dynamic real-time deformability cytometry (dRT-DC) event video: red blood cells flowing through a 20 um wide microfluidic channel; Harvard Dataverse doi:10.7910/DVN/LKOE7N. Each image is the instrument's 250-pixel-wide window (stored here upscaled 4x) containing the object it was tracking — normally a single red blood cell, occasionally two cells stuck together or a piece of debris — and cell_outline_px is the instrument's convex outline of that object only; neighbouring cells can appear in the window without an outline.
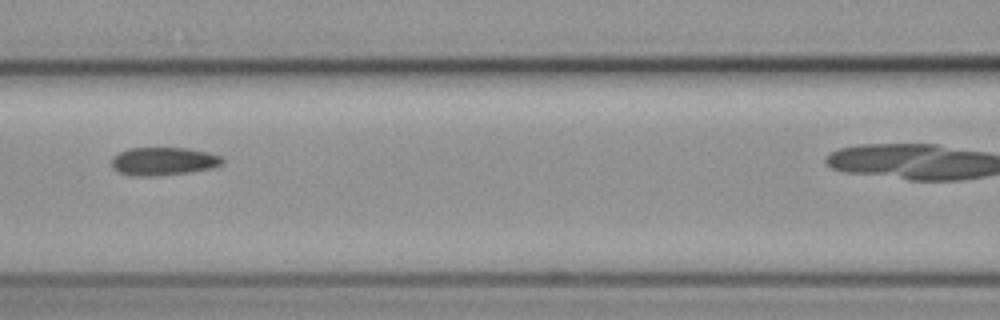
{"species": "common noctule bat (a hibernating species)", "species_latin": "Nyctalus noctula", "temperature_condition": "cold", "stored_images_in_passage": 6, "camera_frame_rate_fps": 3000, "um_per_image_px": 0.085, "animal": {"sex": "female", "body_mass_g": 19.3, "forearm_length_mm": 54.1}, "frame": {"image": 1, "passage_image": 3, "time_ms": 2.333, "image_size_px": [1000, 320], "cell_outline_px": [[224, 164], [212, 168], [188, 172], [152, 176], [132, 176], [116, 172], [112, 168], [112, 156], [128, 148], [188, 148], [208, 152], [224, 156]], "centroid_in_image_um": [13.9, 13.71], "position_along_channel_um": 152.7, "area_um2": 18.38}}